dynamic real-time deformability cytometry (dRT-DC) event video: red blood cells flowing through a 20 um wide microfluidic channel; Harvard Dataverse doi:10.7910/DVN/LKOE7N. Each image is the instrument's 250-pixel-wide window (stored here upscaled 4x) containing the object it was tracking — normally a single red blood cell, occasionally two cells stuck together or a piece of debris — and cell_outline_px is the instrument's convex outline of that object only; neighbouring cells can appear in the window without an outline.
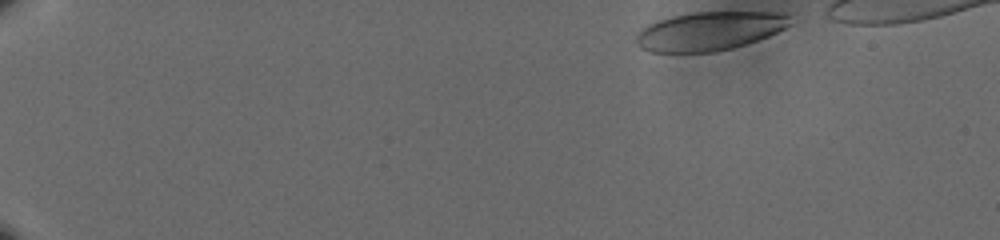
{"species": "human", "species_latin": "Homo sapiens", "temperature_condition": "cold", "stored_images_in_passage": 51, "camera_frame_rate_fps": 3000, "um_per_image_px": 0.085, "donor": {"sex": "male"}, "frame": {"image": 1, "passage_image": 1, "time_ms": 0.0, "image_size_px": [1000, 240], "cell_outline_px": [[792, 24], [768, 36], [732, 48], [716, 52], [652, 52], [640, 48], [636, 44], [636, 32], [640, 28], [656, 20], [672, 16], [692, 12], [780, 12], [788, 16]], "centroid_in_image_um": [60.24, 2.64], "position_along_channel_um": 24.8, "area_um2": 34.85}}
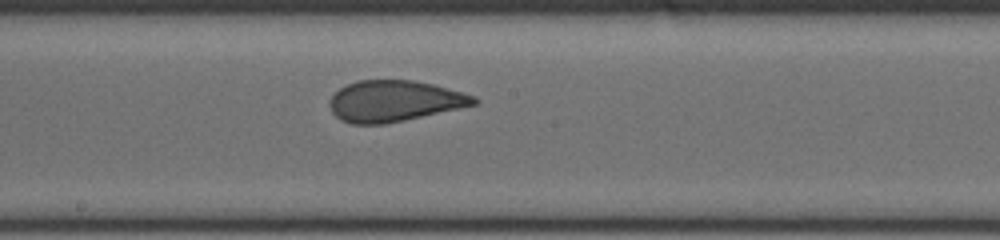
{"frame": {"image": 2, "passage_image": 28, "time_ms": 9.0, "image_size_px": [1000, 240], "cell_outline_px": [[480, 100], [476, 104], [404, 120], [384, 124], [352, 124], [340, 120], [332, 112], [328, 104], [328, 100], [340, 88], [356, 80], [412, 80], [432, 84], [464, 92], [476, 96]], "centroid_in_image_um": [33.5, 8.58], "position_along_channel_um": 214.7, "area_um2": 34.51}}
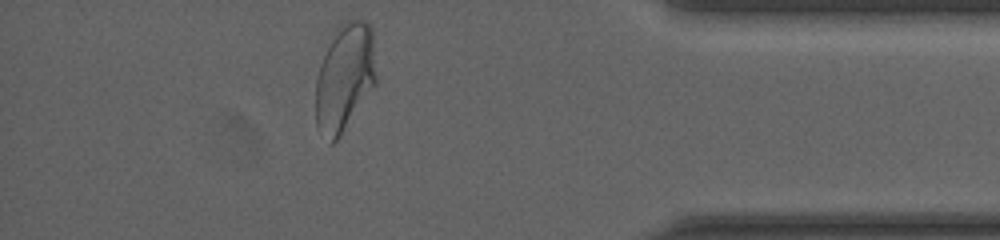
{"frame": {"image": 3, "passage_image": 46, "time_ms": 15.0, "image_size_px": [1000, 240], "cell_outline_px": [[376, 84], [340, 136], [332, 144], [328, 144], [316, 128], [316, 80], [320, 64], [340, 24], [348, 20], [364, 20], [372, 28], [376, 76]], "centroid_in_image_um": [29.3, 6.65], "position_along_channel_um": 405.9, "area_um2": 37.74}}